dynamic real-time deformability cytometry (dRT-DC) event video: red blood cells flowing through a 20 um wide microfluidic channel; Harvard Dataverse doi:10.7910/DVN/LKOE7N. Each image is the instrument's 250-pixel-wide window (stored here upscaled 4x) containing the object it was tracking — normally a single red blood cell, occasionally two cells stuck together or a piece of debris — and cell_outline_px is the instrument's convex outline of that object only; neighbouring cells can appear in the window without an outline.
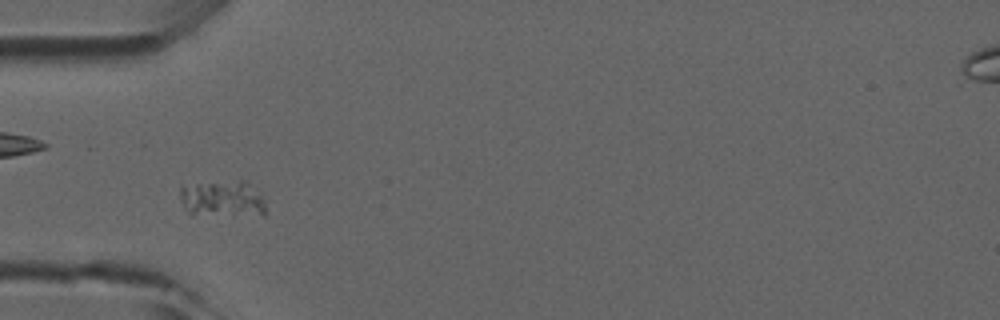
{"species": "common noctule bat (a hibernating species)", "species_latin": "Nyctalus noctula", "temperature_condition": "room temperature", "stored_images_in_passage": 41, "camera_frame_rate_fps": 3000, "um_per_image_px": 0.085, "animal": {"sex": "male", "forearm_length_mm": 52.5}, "frame": {"image": 1, "passage_image": 7, "time_ms": 2.0, "image_size_px": [1000, 320], "cell_outline_px": [[264, 216], [188, 212], [184, 208], [180, 200], [180, 184], [240, 180], [244, 180], [264, 192]], "centroid_in_image_um": [18.95, 16.84], "position_along_channel_um": 66.0, "area_um2": 18.5}}
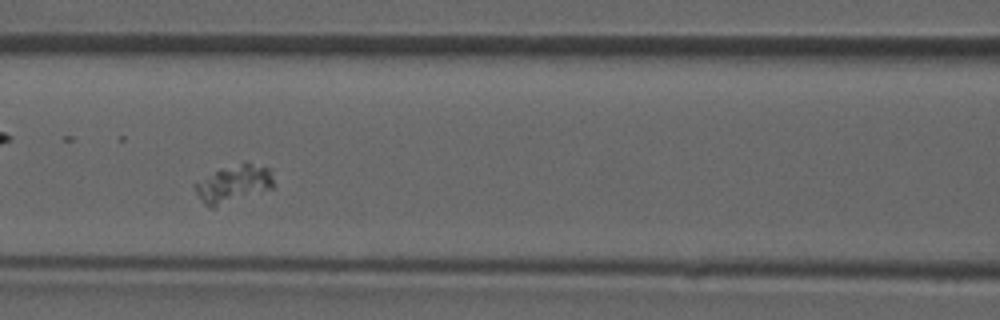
{"frame": {"image": 2, "passage_image": 13, "time_ms": 4.0, "image_size_px": [1000, 320], "cell_outline_px": [[272, 188], [212, 208], [204, 204], [196, 192], [192, 184], [220, 168], [240, 164], [248, 164], [272, 168]], "centroid_in_image_um": [19.81, 15.63], "position_along_channel_um": 146.8, "area_um2": 16.76}}
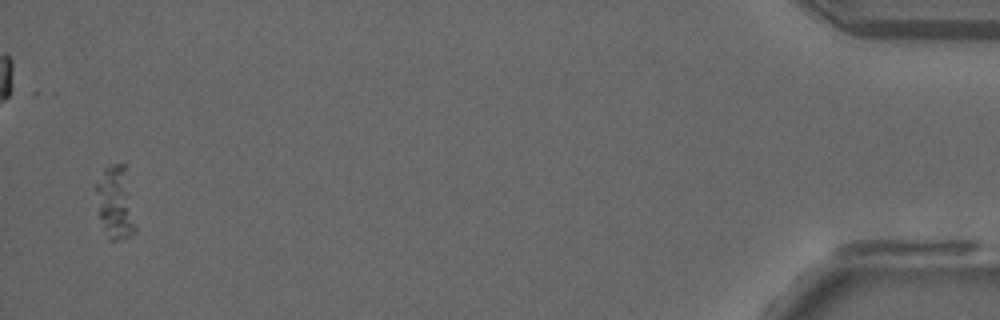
{"frame": {"image": 3, "passage_image": 40, "time_ms": 13.0, "image_size_px": [1000, 320], "cell_outline_px": [[136, 232], [120, 240], [108, 240], [100, 216], [96, 192], [96, 184], [104, 168], [112, 164], [128, 164], [136, 228]], "centroid_in_image_um": [9.87, 17.17], "position_along_channel_um": 425.3, "area_um2": 17.11}}